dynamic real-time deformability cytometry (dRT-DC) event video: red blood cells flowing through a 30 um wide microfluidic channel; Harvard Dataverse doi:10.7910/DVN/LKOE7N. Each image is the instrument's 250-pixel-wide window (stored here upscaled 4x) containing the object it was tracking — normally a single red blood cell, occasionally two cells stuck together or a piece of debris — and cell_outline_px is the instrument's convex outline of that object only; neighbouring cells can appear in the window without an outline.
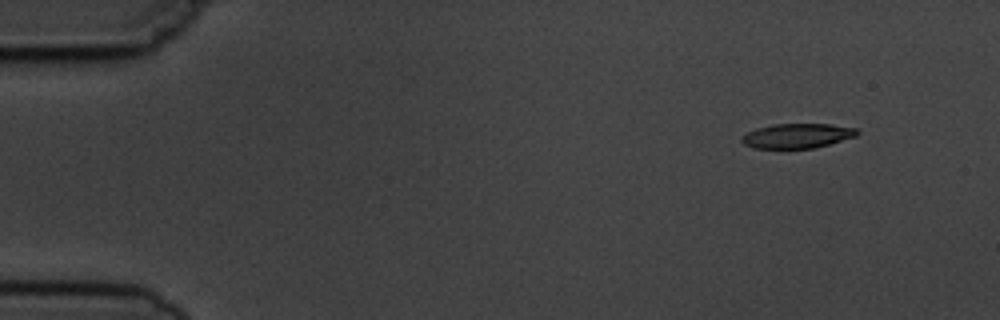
{"species": "common noctule bat (a hibernating species)", "species_latin": "Nyctalus noctula", "temperature_condition": "cold", "stored_images_in_passage": 4, "camera_frame_rate_fps": 3000, "um_per_image_px": 0.085, "animal": {"sex": "male", "body_mass_g": 19.5, "forearm_length_mm": 54.6}, "frame": {"image": 1, "passage_image": 1, "time_ms": 0.0, "image_size_px": [1000, 320], "cell_outline_px": [[860, 132], [856, 136], [816, 148], [752, 148], [744, 144], [740, 140], [748, 132], [756, 128], [772, 124], [832, 124], [856, 128]], "centroid_in_image_um": [67.78, 11.54], "position_along_channel_um": 17.2, "area_um2": 16.59}}
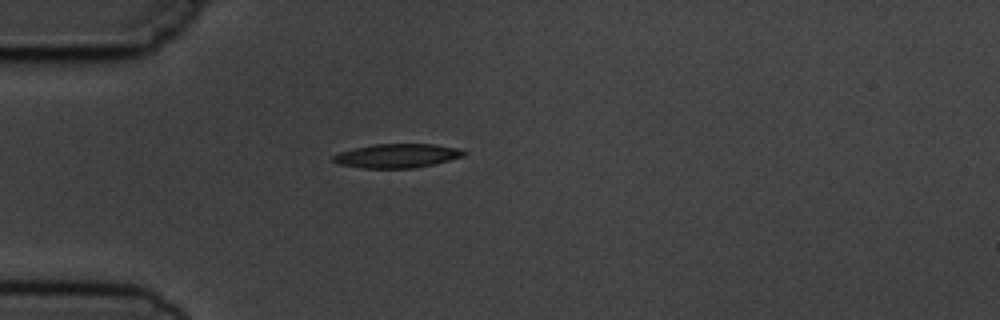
{"frame": {"image": 2, "passage_image": 4, "time_ms": 3.333, "image_size_px": [1000, 320], "cell_outline_px": [[468, 152], [464, 156], [432, 164], [412, 168], [360, 168], [340, 164], [332, 160], [332, 156], [340, 152], [352, 148], [372, 144], [432, 144], [460, 148]], "centroid_in_image_um": [33.74, 13.23], "position_along_channel_um": 51.3, "area_um2": 18.26}}